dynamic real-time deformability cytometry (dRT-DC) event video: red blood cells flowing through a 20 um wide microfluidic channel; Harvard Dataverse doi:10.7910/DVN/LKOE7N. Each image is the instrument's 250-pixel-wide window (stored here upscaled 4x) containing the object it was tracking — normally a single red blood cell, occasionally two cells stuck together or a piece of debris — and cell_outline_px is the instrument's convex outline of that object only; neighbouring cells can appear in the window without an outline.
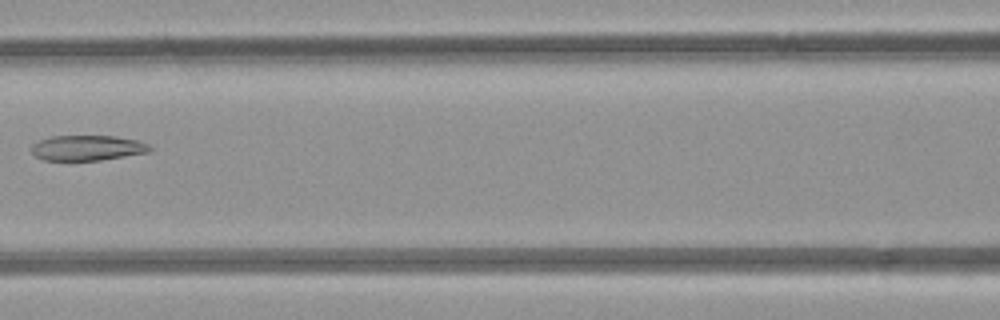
{"species": "common noctule bat (a hibernating species)", "species_latin": "Nyctalus noctula", "temperature_condition": "room temperature", "stored_images_in_passage": 6, "camera_frame_rate_fps": 3000, "um_per_image_px": 0.085, "animal": {"sex": "female", "body_mass_g": 21.9}, "frame": {"image": 1, "passage_image": 5, "time_ms": 5.667, "image_size_px": [1000, 320], "cell_outline_px": [[152, 148], [148, 152], [100, 160], [44, 160], [36, 156], [32, 152], [32, 144], [40, 140], [52, 136], [116, 136], [136, 140], [148, 144]], "centroid_in_image_um": [7.41, 12.56], "position_along_channel_um": 159.2, "area_um2": 17.22}}
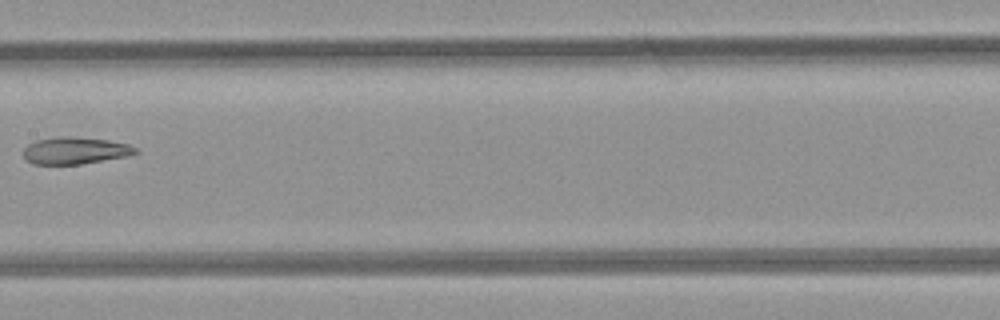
{"frame": {"image": 2, "passage_image": 6, "time_ms": 6.667, "image_size_px": [1000, 320], "cell_outline_px": [[140, 152], [124, 156], [80, 164], [32, 164], [24, 160], [24, 148], [28, 144], [36, 140], [60, 136], [68, 136], [108, 140], [128, 144], [136, 148]], "centroid_in_image_um": [6.33, 12.8], "position_along_channel_um": 201.1, "area_um2": 17.51}}